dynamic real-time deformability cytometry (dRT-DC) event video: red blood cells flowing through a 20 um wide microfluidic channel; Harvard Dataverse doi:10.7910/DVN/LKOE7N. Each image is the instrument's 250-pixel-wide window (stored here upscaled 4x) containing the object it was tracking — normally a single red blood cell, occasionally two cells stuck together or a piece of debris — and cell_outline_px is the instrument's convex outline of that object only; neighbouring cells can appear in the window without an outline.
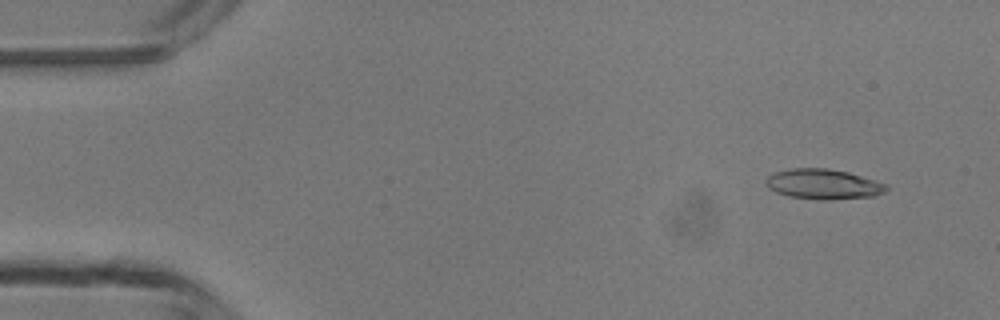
{"species": "common noctule bat (a hibernating species)", "species_latin": "Nyctalus noctula", "temperature_condition": "room temperature", "stored_images_in_passage": 10, "camera_frame_rate_fps": 3000, "um_per_image_px": 0.085, "animal": {"sex": "male", "body_mass_g": 13.3}, "frame": {"image": 1, "passage_image": 4, "time_ms": 1.0, "image_size_px": [1000, 320], "cell_outline_px": [[888, 188], [884, 192], [872, 196], [832, 200], [816, 200], [788, 196], [776, 192], [768, 188], [764, 180], [768, 176], [776, 172], [792, 168], [828, 168], [848, 172], [884, 184]], "centroid_in_image_um": [69.92, 15.66], "position_along_channel_um": 15.1, "area_um2": 21.04}}